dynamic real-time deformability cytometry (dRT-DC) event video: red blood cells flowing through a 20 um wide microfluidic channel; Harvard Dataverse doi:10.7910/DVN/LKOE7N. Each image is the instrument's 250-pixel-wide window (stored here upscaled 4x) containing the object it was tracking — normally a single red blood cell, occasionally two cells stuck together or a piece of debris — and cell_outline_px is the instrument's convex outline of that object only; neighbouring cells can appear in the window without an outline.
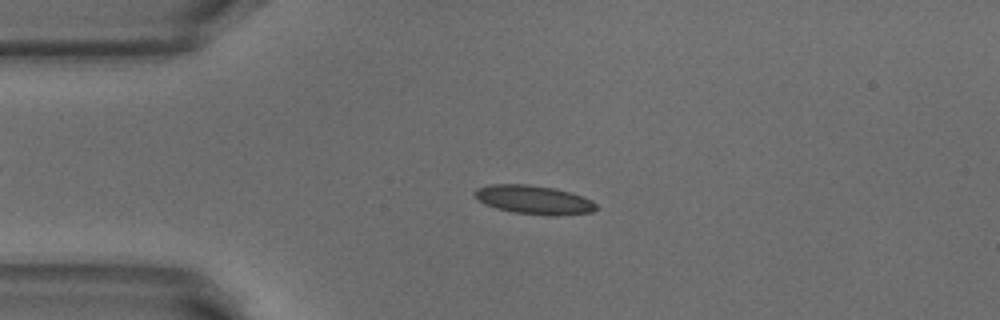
{"species": "common noctule bat (a hibernating species)", "species_latin": "Nyctalus noctula", "temperature_condition": "warm", "stored_images_in_passage": 51, "camera_frame_rate_fps": 3000, "um_per_image_px": 0.085, "animal": {"sex": "male", "body_mass_g": 18.8}, "frame": {"image": 1, "passage_image": 11, "time_ms": 3.333, "image_size_px": [1000, 320], "cell_outline_px": [[596, 208], [592, 212], [556, 216], [548, 216], [512, 212], [496, 208], [484, 204], [476, 200], [472, 192], [476, 188], [488, 184], [528, 184], [556, 188], [572, 192], [592, 200], [596, 204]], "centroid_in_image_um": [45.33, 16.97], "position_along_channel_um": 39.7, "area_um2": 20.81}}
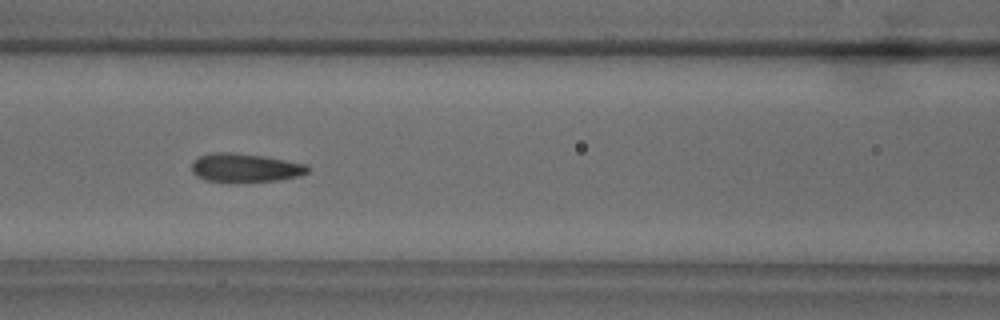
{"frame": {"image": 2, "passage_image": 21, "time_ms": 6.667, "image_size_px": [1000, 320], "cell_outline_px": [[308, 172], [300, 176], [276, 180], [232, 184], [208, 180], [196, 176], [192, 172], [192, 160], [200, 156], [212, 152], [232, 152], [264, 156], [304, 164], [308, 168]], "centroid_in_image_um": [20.78, 14.28], "position_along_channel_um": 145.8, "area_um2": 19.71}}
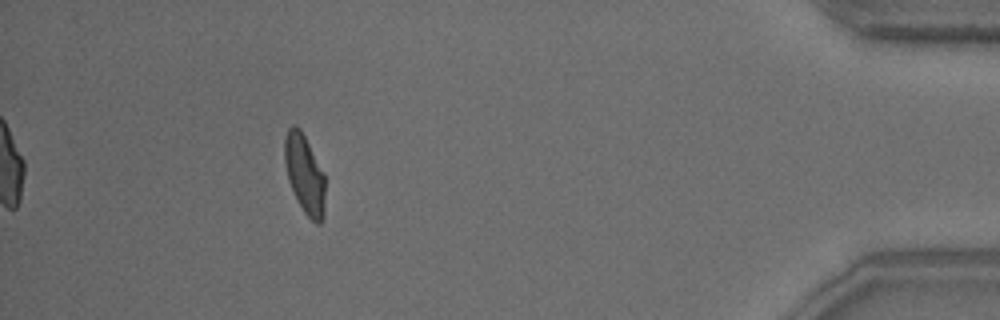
{"frame": {"image": 3, "passage_image": 46, "time_ms": 15.0, "image_size_px": [1000, 320], "cell_outline_px": [[324, 216], [320, 224], [316, 224], [304, 212], [288, 180], [284, 160], [284, 136], [288, 128], [292, 124], [296, 124], [300, 128], [324, 172]], "centroid_in_image_um": [25.88, 14.76], "position_along_channel_um": 409.3, "area_um2": 18.61}, "authors_computed_cell_mechanics": {"area_um2": 18.9006, "velocity_mm_per_s": 3.8682, "shape_relaxation_time_tau1_ms": 4.4491, "shape_relaxation_time_tau2_ms": 1.0174, "deformation_change_tau1": 0.1673, "deformation_change_tau2": 0.0884}}